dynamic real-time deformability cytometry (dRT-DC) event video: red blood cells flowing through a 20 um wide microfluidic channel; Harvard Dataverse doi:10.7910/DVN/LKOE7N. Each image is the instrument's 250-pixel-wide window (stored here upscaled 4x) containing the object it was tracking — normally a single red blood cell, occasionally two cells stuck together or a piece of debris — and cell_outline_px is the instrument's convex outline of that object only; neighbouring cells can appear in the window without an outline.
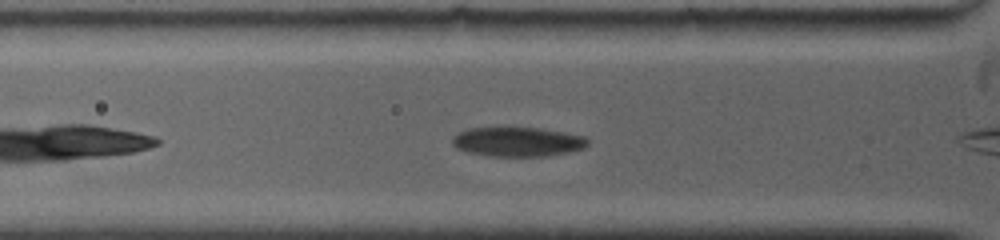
{"species": "common noctule bat (a hibernating species)", "species_latin": "Nyctalus noctula", "temperature_condition": "warm", "stored_images_in_passage": 8, "camera_frame_rate_fps": 5000, "um_per_image_px": 0.085, "animal": {"sex": "female", "body_mass_g": 19.0, "forearm_length_mm": 53.3}, "frame": {"image": 1, "passage_image": 6, "time_ms": 1.8, "image_size_px": [1000, 240], "cell_outline_px": [[588, 144], [584, 148], [568, 152], [548, 156], [488, 156], [468, 152], [456, 148], [452, 144], [452, 136], [468, 128], [540, 128], [588, 136]], "centroid_in_image_um": [44.01, 12.05], "position_along_channel_um": 81.8, "area_um2": 23.29}}